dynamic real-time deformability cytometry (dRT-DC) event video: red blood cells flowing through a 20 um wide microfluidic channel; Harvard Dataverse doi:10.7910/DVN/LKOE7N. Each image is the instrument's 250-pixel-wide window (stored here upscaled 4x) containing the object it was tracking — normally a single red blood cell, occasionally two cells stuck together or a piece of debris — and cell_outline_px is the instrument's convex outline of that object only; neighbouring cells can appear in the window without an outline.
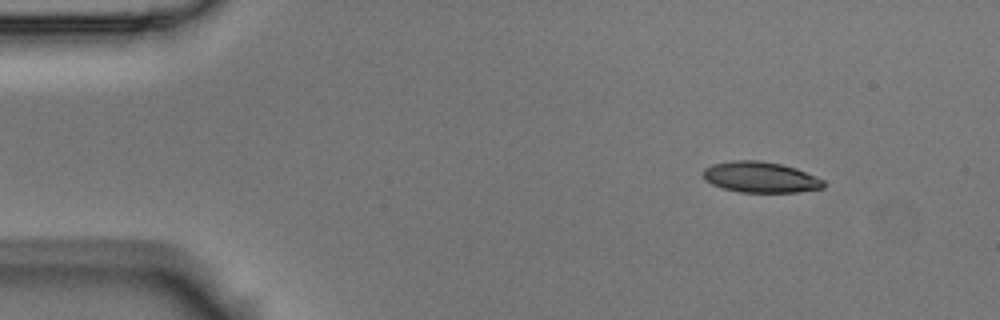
{"species": "Egyptian fruit bat (a non-hibernating species)", "species_latin": "Rousettus aegyptiacus", "temperature_condition": "room temperature", "stored_images_in_passage": 5, "camera_frame_rate_fps": 3000, "um_per_image_px": 0.085, "animal": {"sex": "male"}, "frame": {"image": 1, "passage_image": 1, "time_ms": 0.0, "image_size_px": [1000, 320], "cell_outline_px": [[824, 188], [796, 192], [740, 192], [724, 188], [712, 184], [704, 180], [700, 172], [704, 168], [712, 164], [732, 160], [760, 160], [780, 164], [796, 168], [816, 176], [824, 180]], "centroid_in_image_um": [64.6, 15.05], "position_along_channel_um": 20.4, "area_um2": 21.79}}
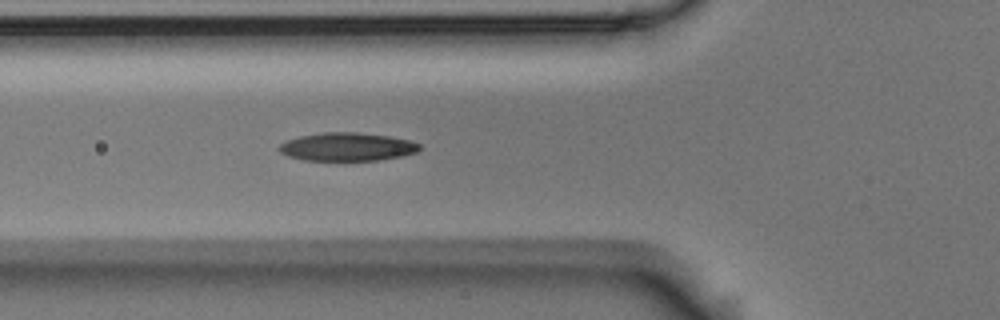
{"frame": {"image": 2, "passage_image": 5, "time_ms": 1.333, "image_size_px": [1000, 320], "cell_outline_px": [[420, 148], [416, 152], [400, 156], [380, 160], [304, 160], [288, 156], [280, 152], [276, 148], [280, 144], [288, 140], [300, 136], [324, 132], [356, 132], [388, 136], [408, 140], [420, 144]], "centroid_in_image_um": [29.48, 12.48], "position_along_channel_um": 96.3, "area_um2": 22.95}}